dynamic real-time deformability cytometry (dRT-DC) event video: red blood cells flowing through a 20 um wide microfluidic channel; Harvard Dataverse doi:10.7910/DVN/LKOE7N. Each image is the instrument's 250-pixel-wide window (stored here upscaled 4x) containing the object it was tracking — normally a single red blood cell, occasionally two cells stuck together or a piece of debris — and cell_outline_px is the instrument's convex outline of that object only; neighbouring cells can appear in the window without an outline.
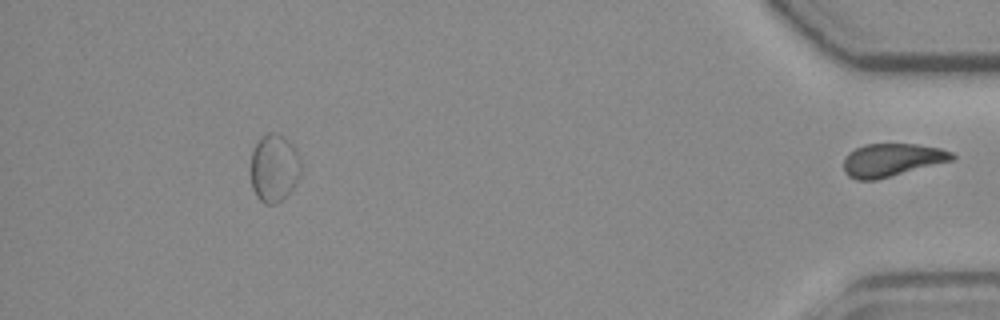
{"species": "common noctule bat (a hibernating species)", "species_latin": "Nyctalus noctula", "temperature_condition": "room temperature", "stored_images_in_passage": 51, "segment_of_instrument_passage": [2, 2], "camera_frame_rate_fps": 3000, "um_per_image_px": 0.085, "animal": {"sex": "female", "body_mass_g": 19.3, "forearm_length_mm": 54.1}, "frame": {"image": 1, "passage_image": 51, "time_ms": 16.667, "image_size_px": [1000, 320], "cell_outline_px": [[956, 156], [952, 160], [876, 180], [856, 180], [848, 176], [844, 172], [844, 156], [848, 152], [864, 144], [916, 144], [940, 148], [952, 152]], "centroid_in_image_um": [75.77, 13.59], "position_along_channel_um": 359.4, "area_um2": 20.81}}